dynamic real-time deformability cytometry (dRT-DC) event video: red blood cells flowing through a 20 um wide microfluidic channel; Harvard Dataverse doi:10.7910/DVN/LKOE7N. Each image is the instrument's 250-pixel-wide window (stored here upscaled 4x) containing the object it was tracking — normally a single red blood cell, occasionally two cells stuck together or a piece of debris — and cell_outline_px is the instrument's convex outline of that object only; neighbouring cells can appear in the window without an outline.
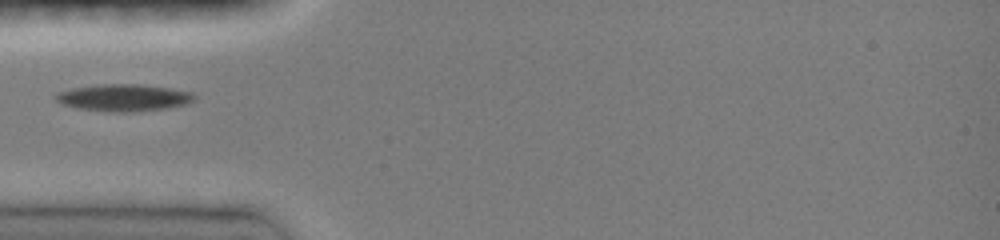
{"species": "common noctule bat (a hibernating species)", "species_latin": "Nyctalus noctula", "temperature_condition": "room temperature", "stored_images_in_passage": 33, "camera_frame_rate_fps": 3000, "um_per_image_px": 0.085, "animal": {"sex": "female", "body_mass_g": 19.0, "forearm_length_mm": 51.5}, "frame": {"image": 1, "passage_image": 1, "time_ms": 0.0, "image_size_px": [1000, 240], "cell_outline_px": [[196, 96], [188, 104], [168, 108], [132, 112], [116, 112], [80, 108], [60, 104], [52, 96], [60, 92], [72, 88], [100, 84], [136, 84], [168, 88], [192, 92]], "centroid_in_image_um": [10.51, 8.3], "position_along_channel_um": 74.5, "area_um2": 21.68}}
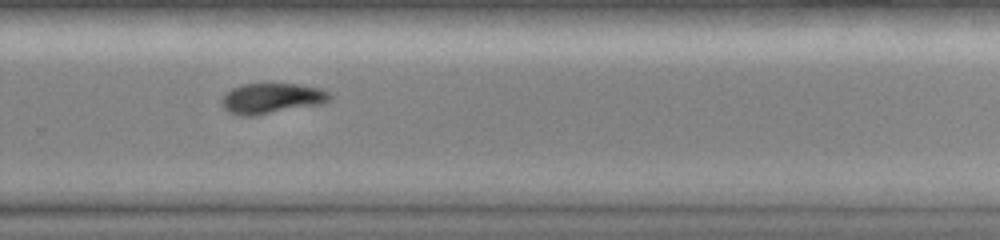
{"frame": {"image": 2, "passage_image": 18, "time_ms": 5.667, "image_size_px": [1000, 240], "cell_outline_px": [[332, 96], [328, 100], [320, 104], [256, 116], [240, 116], [228, 112], [220, 104], [220, 100], [232, 88], [244, 84], [300, 84], [320, 88], [332, 92]], "centroid_in_image_um": [23.09, 8.37], "position_along_channel_um": 306.7, "area_um2": 19.31}}
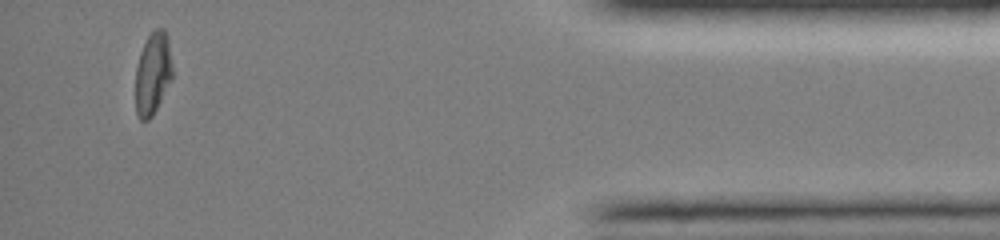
{"frame": {"image": 3, "passage_image": 30, "time_ms": 9.667, "image_size_px": [1000, 240], "cell_outline_px": [[172, 76], [152, 116], [148, 120], [140, 120], [136, 112], [136, 68], [140, 52], [148, 36], [156, 28], [164, 28], [168, 36], [172, 64]], "centroid_in_image_um": [12.98, 6.2], "position_along_channel_um": 422.2, "area_um2": 17.46}}